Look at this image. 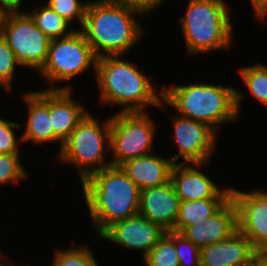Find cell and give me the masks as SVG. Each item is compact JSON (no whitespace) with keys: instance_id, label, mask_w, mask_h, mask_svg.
<instances>
[{"instance_id":"34","label":"cell","mask_w":267,"mask_h":266,"mask_svg":"<svg viewBox=\"0 0 267 266\" xmlns=\"http://www.w3.org/2000/svg\"><path fill=\"white\" fill-rule=\"evenodd\" d=\"M251 266H267V254H257Z\"/></svg>"},{"instance_id":"13","label":"cell","mask_w":267,"mask_h":266,"mask_svg":"<svg viewBox=\"0 0 267 266\" xmlns=\"http://www.w3.org/2000/svg\"><path fill=\"white\" fill-rule=\"evenodd\" d=\"M208 163L174 164L170 181L181 201L209 198H231L232 186L219 187L213 179L200 171Z\"/></svg>"},{"instance_id":"20","label":"cell","mask_w":267,"mask_h":266,"mask_svg":"<svg viewBox=\"0 0 267 266\" xmlns=\"http://www.w3.org/2000/svg\"><path fill=\"white\" fill-rule=\"evenodd\" d=\"M230 198H209L181 201L174 231L181 233L187 226L201 222L216 213Z\"/></svg>"},{"instance_id":"19","label":"cell","mask_w":267,"mask_h":266,"mask_svg":"<svg viewBox=\"0 0 267 266\" xmlns=\"http://www.w3.org/2000/svg\"><path fill=\"white\" fill-rule=\"evenodd\" d=\"M174 163L154 152L122 163L119 167L138 186L139 190L162 186L170 181Z\"/></svg>"},{"instance_id":"26","label":"cell","mask_w":267,"mask_h":266,"mask_svg":"<svg viewBox=\"0 0 267 266\" xmlns=\"http://www.w3.org/2000/svg\"><path fill=\"white\" fill-rule=\"evenodd\" d=\"M89 1L82 0H48L47 5L58 13L67 22L80 25L81 30L84 24L86 7ZM77 19V21H75Z\"/></svg>"},{"instance_id":"11","label":"cell","mask_w":267,"mask_h":266,"mask_svg":"<svg viewBox=\"0 0 267 266\" xmlns=\"http://www.w3.org/2000/svg\"><path fill=\"white\" fill-rule=\"evenodd\" d=\"M237 208L238 230L251 242L257 254H267V191H242L232 187Z\"/></svg>"},{"instance_id":"31","label":"cell","mask_w":267,"mask_h":266,"mask_svg":"<svg viewBox=\"0 0 267 266\" xmlns=\"http://www.w3.org/2000/svg\"><path fill=\"white\" fill-rule=\"evenodd\" d=\"M26 1V0H25ZM25 4L24 0H0V7L5 9L9 14L25 13L24 9L21 10L22 5Z\"/></svg>"},{"instance_id":"35","label":"cell","mask_w":267,"mask_h":266,"mask_svg":"<svg viewBox=\"0 0 267 266\" xmlns=\"http://www.w3.org/2000/svg\"><path fill=\"white\" fill-rule=\"evenodd\" d=\"M8 259L6 255L2 254L0 255V266H11V264L6 260ZM5 261V262H4ZM8 262V263H7ZM10 264V265H9ZM15 266V265H14Z\"/></svg>"},{"instance_id":"7","label":"cell","mask_w":267,"mask_h":266,"mask_svg":"<svg viewBox=\"0 0 267 266\" xmlns=\"http://www.w3.org/2000/svg\"><path fill=\"white\" fill-rule=\"evenodd\" d=\"M96 61L91 46L84 33L76 29L69 36L51 40L47 59L38 75L45 79L48 90H73L71 85L57 86L69 82L93 67L96 73ZM58 82V83H57Z\"/></svg>"},{"instance_id":"16","label":"cell","mask_w":267,"mask_h":266,"mask_svg":"<svg viewBox=\"0 0 267 266\" xmlns=\"http://www.w3.org/2000/svg\"><path fill=\"white\" fill-rule=\"evenodd\" d=\"M27 105V121L20 136L22 143H56L60 140L54 135L50 119V90L25 92L22 96Z\"/></svg>"},{"instance_id":"15","label":"cell","mask_w":267,"mask_h":266,"mask_svg":"<svg viewBox=\"0 0 267 266\" xmlns=\"http://www.w3.org/2000/svg\"><path fill=\"white\" fill-rule=\"evenodd\" d=\"M180 204L181 200L169 181L140 191L139 214L166 231H174Z\"/></svg>"},{"instance_id":"3","label":"cell","mask_w":267,"mask_h":266,"mask_svg":"<svg viewBox=\"0 0 267 266\" xmlns=\"http://www.w3.org/2000/svg\"><path fill=\"white\" fill-rule=\"evenodd\" d=\"M81 184L98 236L114 223L139 213L140 190L120 167L110 166L94 172Z\"/></svg>"},{"instance_id":"17","label":"cell","mask_w":267,"mask_h":266,"mask_svg":"<svg viewBox=\"0 0 267 266\" xmlns=\"http://www.w3.org/2000/svg\"><path fill=\"white\" fill-rule=\"evenodd\" d=\"M256 255L239 230L224 241L200 249L201 266H251Z\"/></svg>"},{"instance_id":"33","label":"cell","mask_w":267,"mask_h":266,"mask_svg":"<svg viewBox=\"0 0 267 266\" xmlns=\"http://www.w3.org/2000/svg\"><path fill=\"white\" fill-rule=\"evenodd\" d=\"M9 15L10 14L5 9L0 7V36L3 35Z\"/></svg>"},{"instance_id":"14","label":"cell","mask_w":267,"mask_h":266,"mask_svg":"<svg viewBox=\"0 0 267 266\" xmlns=\"http://www.w3.org/2000/svg\"><path fill=\"white\" fill-rule=\"evenodd\" d=\"M237 230V208L233 199L230 198L212 216L187 226L181 234L201 249L224 241Z\"/></svg>"},{"instance_id":"9","label":"cell","mask_w":267,"mask_h":266,"mask_svg":"<svg viewBox=\"0 0 267 266\" xmlns=\"http://www.w3.org/2000/svg\"><path fill=\"white\" fill-rule=\"evenodd\" d=\"M2 36L24 69L38 72L44 66L51 40L27 12L10 14Z\"/></svg>"},{"instance_id":"28","label":"cell","mask_w":267,"mask_h":266,"mask_svg":"<svg viewBox=\"0 0 267 266\" xmlns=\"http://www.w3.org/2000/svg\"><path fill=\"white\" fill-rule=\"evenodd\" d=\"M20 154H0V185L27 179Z\"/></svg>"},{"instance_id":"27","label":"cell","mask_w":267,"mask_h":266,"mask_svg":"<svg viewBox=\"0 0 267 266\" xmlns=\"http://www.w3.org/2000/svg\"><path fill=\"white\" fill-rule=\"evenodd\" d=\"M174 241L180 266H201L200 248L193 242L175 231H166Z\"/></svg>"},{"instance_id":"32","label":"cell","mask_w":267,"mask_h":266,"mask_svg":"<svg viewBox=\"0 0 267 266\" xmlns=\"http://www.w3.org/2000/svg\"><path fill=\"white\" fill-rule=\"evenodd\" d=\"M250 2L257 20L264 22L267 18V0H250Z\"/></svg>"},{"instance_id":"21","label":"cell","mask_w":267,"mask_h":266,"mask_svg":"<svg viewBox=\"0 0 267 266\" xmlns=\"http://www.w3.org/2000/svg\"><path fill=\"white\" fill-rule=\"evenodd\" d=\"M32 10H29L27 13L33 19L35 25L50 40L69 36L76 30V27L73 29L69 22L52 10L46 3Z\"/></svg>"},{"instance_id":"6","label":"cell","mask_w":267,"mask_h":266,"mask_svg":"<svg viewBox=\"0 0 267 266\" xmlns=\"http://www.w3.org/2000/svg\"><path fill=\"white\" fill-rule=\"evenodd\" d=\"M91 112L71 132L57 154L61 164L74 166L80 181L92 173L112 166L105 159L110 152V117L100 121Z\"/></svg>"},{"instance_id":"1","label":"cell","mask_w":267,"mask_h":266,"mask_svg":"<svg viewBox=\"0 0 267 266\" xmlns=\"http://www.w3.org/2000/svg\"><path fill=\"white\" fill-rule=\"evenodd\" d=\"M123 55L103 56L96 61V82L99 102L120 106L117 112H149L148 106L158 108L163 101V88L157 91L152 77L138 69V64ZM155 85V86H153ZM147 106V107H146Z\"/></svg>"},{"instance_id":"23","label":"cell","mask_w":267,"mask_h":266,"mask_svg":"<svg viewBox=\"0 0 267 266\" xmlns=\"http://www.w3.org/2000/svg\"><path fill=\"white\" fill-rule=\"evenodd\" d=\"M89 248L84 244L66 249L55 248L51 266H98L97 259Z\"/></svg>"},{"instance_id":"30","label":"cell","mask_w":267,"mask_h":266,"mask_svg":"<svg viewBox=\"0 0 267 266\" xmlns=\"http://www.w3.org/2000/svg\"><path fill=\"white\" fill-rule=\"evenodd\" d=\"M109 2L120 4L140 11L143 16H148L158 7L162 6L165 0H107ZM149 13V14H148Z\"/></svg>"},{"instance_id":"4","label":"cell","mask_w":267,"mask_h":266,"mask_svg":"<svg viewBox=\"0 0 267 266\" xmlns=\"http://www.w3.org/2000/svg\"><path fill=\"white\" fill-rule=\"evenodd\" d=\"M142 15L136 9L107 0H90L81 31L97 58L126 56L144 36L143 24L136 18Z\"/></svg>"},{"instance_id":"12","label":"cell","mask_w":267,"mask_h":266,"mask_svg":"<svg viewBox=\"0 0 267 266\" xmlns=\"http://www.w3.org/2000/svg\"><path fill=\"white\" fill-rule=\"evenodd\" d=\"M165 233L160 225L138 213L109 226L99 237L126 250H140L144 259Z\"/></svg>"},{"instance_id":"25","label":"cell","mask_w":267,"mask_h":266,"mask_svg":"<svg viewBox=\"0 0 267 266\" xmlns=\"http://www.w3.org/2000/svg\"><path fill=\"white\" fill-rule=\"evenodd\" d=\"M22 67L5 38L0 36V87L10 93L14 83L15 70Z\"/></svg>"},{"instance_id":"18","label":"cell","mask_w":267,"mask_h":266,"mask_svg":"<svg viewBox=\"0 0 267 266\" xmlns=\"http://www.w3.org/2000/svg\"><path fill=\"white\" fill-rule=\"evenodd\" d=\"M72 90H50V119L54 135L63 142L90 112L80 101L74 100Z\"/></svg>"},{"instance_id":"10","label":"cell","mask_w":267,"mask_h":266,"mask_svg":"<svg viewBox=\"0 0 267 266\" xmlns=\"http://www.w3.org/2000/svg\"><path fill=\"white\" fill-rule=\"evenodd\" d=\"M173 123L174 144L178 147V154L170 156L174 164L180 163H211L213 157L217 133L209 125L186 118L180 115L171 114Z\"/></svg>"},{"instance_id":"8","label":"cell","mask_w":267,"mask_h":266,"mask_svg":"<svg viewBox=\"0 0 267 266\" xmlns=\"http://www.w3.org/2000/svg\"><path fill=\"white\" fill-rule=\"evenodd\" d=\"M149 112H116L110 115L112 166L153 153L157 132Z\"/></svg>"},{"instance_id":"5","label":"cell","mask_w":267,"mask_h":266,"mask_svg":"<svg viewBox=\"0 0 267 266\" xmlns=\"http://www.w3.org/2000/svg\"><path fill=\"white\" fill-rule=\"evenodd\" d=\"M179 18L188 55L232 48L233 24L224 0H188Z\"/></svg>"},{"instance_id":"2","label":"cell","mask_w":267,"mask_h":266,"mask_svg":"<svg viewBox=\"0 0 267 266\" xmlns=\"http://www.w3.org/2000/svg\"><path fill=\"white\" fill-rule=\"evenodd\" d=\"M158 108L170 107L180 116L209 125L216 132L223 123L237 121L241 114L243 92L234 87L194 82L164 85Z\"/></svg>"},{"instance_id":"22","label":"cell","mask_w":267,"mask_h":266,"mask_svg":"<svg viewBox=\"0 0 267 266\" xmlns=\"http://www.w3.org/2000/svg\"><path fill=\"white\" fill-rule=\"evenodd\" d=\"M238 73L253 98L267 107V66L260 62L241 66Z\"/></svg>"},{"instance_id":"29","label":"cell","mask_w":267,"mask_h":266,"mask_svg":"<svg viewBox=\"0 0 267 266\" xmlns=\"http://www.w3.org/2000/svg\"><path fill=\"white\" fill-rule=\"evenodd\" d=\"M22 125V127H21ZM20 122H12L0 117V154H21V137L17 138L16 128L23 129Z\"/></svg>"},{"instance_id":"24","label":"cell","mask_w":267,"mask_h":266,"mask_svg":"<svg viewBox=\"0 0 267 266\" xmlns=\"http://www.w3.org/2000/svg\"><path fill=\"white\" fill-rule=\"evenodd\" d=\"M143 260L145 266H180L175 243L166 233Z\"/></svg>"}]
</instances>
